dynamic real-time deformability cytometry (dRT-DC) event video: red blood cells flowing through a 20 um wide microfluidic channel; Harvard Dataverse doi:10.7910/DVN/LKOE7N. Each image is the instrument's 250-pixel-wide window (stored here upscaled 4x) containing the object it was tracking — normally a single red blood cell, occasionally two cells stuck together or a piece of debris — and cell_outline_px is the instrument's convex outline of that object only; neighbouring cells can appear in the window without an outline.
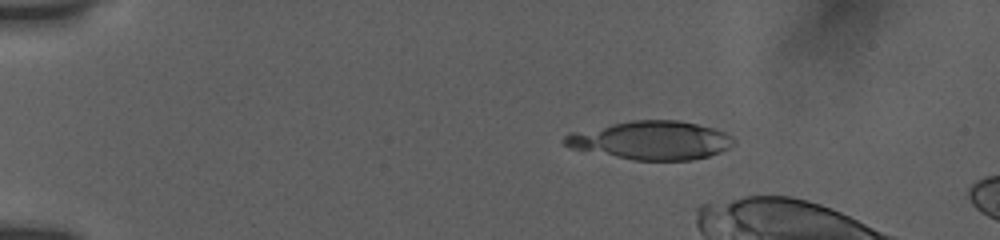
{"species": "human", "species_latin": "Homo sapiens", "temperature_condition": "room temperature", "stored_images_in_passage": 8, "camera_frame_rate_fps": 3000, "um_per_image_px": 0.085, "donor": {"sex": "female"}, "frame": {"image": 1, "passage_image": 3, "time_ms": 1.333, "image_size_px": [1000, 240], "cell_outline_px": [[736, 144], [720, 152], [708, 156], [692, 160], [632, 160], [568, 148], [560, 140], [568, 132], [632, 120], [680, 120], [716, 128], [732, 136], [736, 140]], "centroid_in_image_um": [55.33, 11.92], "position_along_channel_um": 29.7, "area_um2": 38.38}}